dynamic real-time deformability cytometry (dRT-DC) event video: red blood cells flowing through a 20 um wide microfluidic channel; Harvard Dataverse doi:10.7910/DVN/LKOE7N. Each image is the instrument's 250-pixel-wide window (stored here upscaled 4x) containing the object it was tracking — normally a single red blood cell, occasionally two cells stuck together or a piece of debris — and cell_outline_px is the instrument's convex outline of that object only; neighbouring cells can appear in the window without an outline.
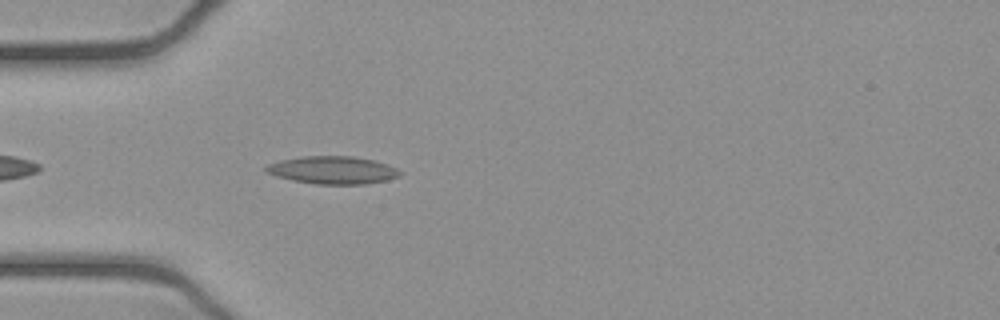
{"species": "common noctule bat (a hibernating species)", "species_latin": "Nyctalus noctula", "temperature_condition": "cold", "stored_images_in_passage": 39, "camera_frame_rate_fps": 3000, "um_per_image_px": 0.085, "animal": {"sex": "female", "body_mass_g": 21.9}, "frame": {"image": 1, "passage_image": 2, "time_ms": 0.333, "image_size_px": [1000, 320], "cell_outline_px": [[400, 176], [388, 180], [364, 184], [316, 184], [292, 180], [276, 176], [264, 172], [264, 168], [268, 164], [280, 160], [300, 156], [352, 156], [372, 160], [388, 164], [396, 168], [400, 172]], "centroid_in_image_um": [28.25, 14.46], "position_along_channel_um": 56.8, "area_um2": 21.68}}
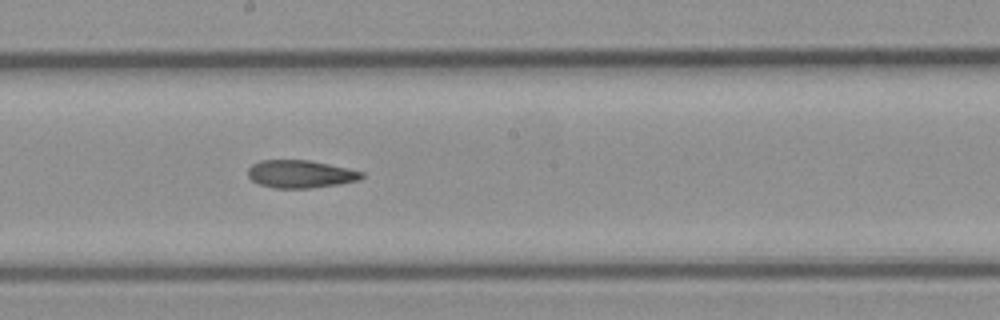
{"frame": {"image": 2, "passage_image": 15, "time_ms": 4.667, "image_size_px": [1000, 320], "cell_outline_px": [[364, 176], [360, 180], [340, 184], [308, 188], [276, 188], [260, 184], [252, 180], [248, 176], [248, 168], [252, 164], [260, 160], [308, 160], [348, 168], [364, 172]], "centroid_in_image_um": [25.55, 14.79], "position_along_channel_um": 222.6, "area_um2": 18.38}}
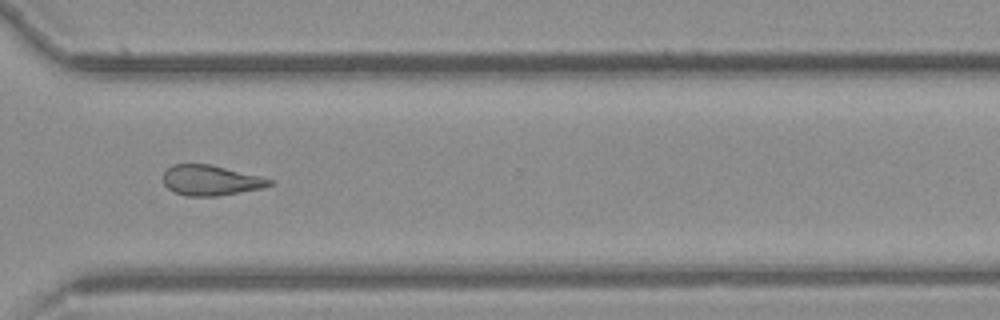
{"frame": {"image": 3, "passage_image": 25, "time_ms": 8.0, "image_size_px": [1000, 320], "cell_outline_px": [[272, 184], [264, 188], [216, 196], [184, 196], [172, 192], [164, 184], [164, 172], [172, 164], [212, 164], [260, 176], [272, 180]], "centroid_in_image_um": [17.89, 15.33], "position_along_channel_um": 352.7, "area_um2": 18.84}, "authors_computed_cell_mechanics": {"area_um2": 19.1318, "velocity_mm_per_s": 3.9102, "shape_relaxation_time_tau1_ms": 10.4494, "shape_relaxation_time_tau2_ms": 6.4912, "deformation_change_tau1": 0.2172, "deformation_change_tau2": 0.171}}